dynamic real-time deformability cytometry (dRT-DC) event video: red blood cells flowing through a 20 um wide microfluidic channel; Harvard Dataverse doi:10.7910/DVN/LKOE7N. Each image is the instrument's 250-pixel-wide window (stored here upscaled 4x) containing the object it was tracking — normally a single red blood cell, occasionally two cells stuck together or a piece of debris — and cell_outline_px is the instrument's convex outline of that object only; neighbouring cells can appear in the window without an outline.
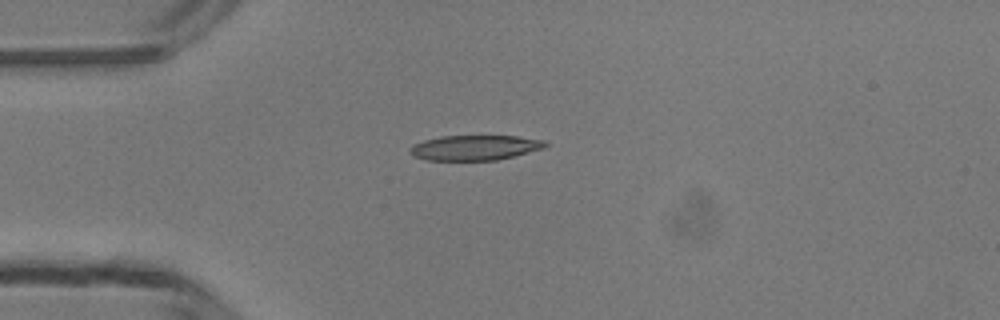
{"species": "common noctule bat (a hibernating species)", "species_latin": "Nyctalus noctula", "temperature_condition": "room temperature", "stored_images_in_passage": 37, "camera_frame_rate_fps": 3000, "um_per_image_px": 0.085, "animal": {"sex": "male", "body_mass_g": 13.3}, "frame": {"image": 1, "passage_image": 1, "time_ms": 0.0, "image_size_px": [1000, 320], "cell_outline_px": [[548, 144], [544, 148], [496, 160], [424, 160], [412, 156], [408, 152], [408, 148], [412, 144], [424, 140], [440, 136], [516, 136], [544, 140]], "centroid_in_image_um": [40.28, 12.55], "position_along_channel_um": 44.7, "area_um2": 19.83}}
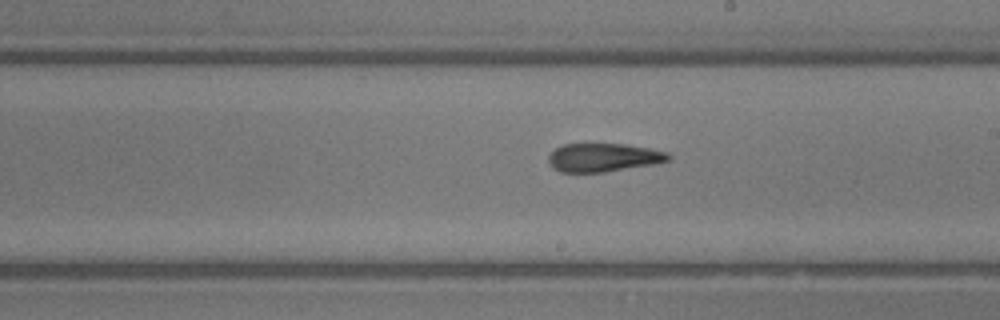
{"frame": {"image": 2, "passage_image": 16, "time_ms": 5.0, "image_size_px": [1000, 320], "cell_outline_px": [[672, 160], [652, 164], [604, 172], [560, 172], [552, 168], [548, 160], [548, 156], [556, 148], [564, 144], [624, 144], [648, 148], [668, 152], [672, 156]], "centroid_in_image_um": [51.3, 13.39], "position_along_channel_um": 237.7, "area_um2": 19.83}}
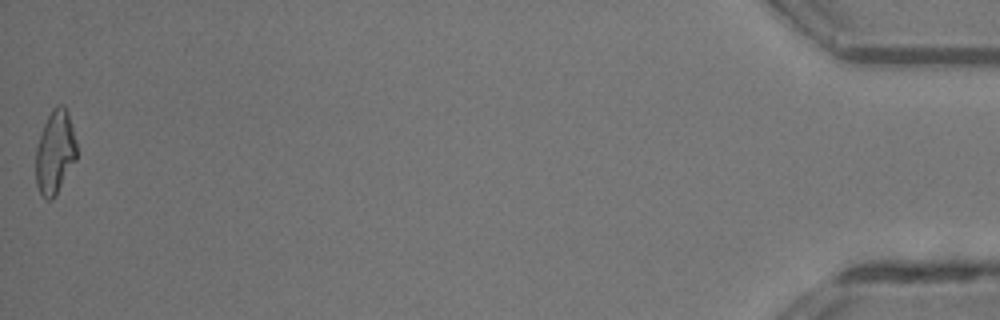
{"frame": {"image": 3, "passage_image": 37, "time_ms": 12.0, "image_size_px": [1000, 320], "cell_outline_px": [[76, 160], [56, 196], [52, 200], [48, 200], [40, 192], [36, 184], [36, 148], [44, 124], [52, 108], [56, 104], [64, 104], [68, 112], [76, 144]], "centroid_in_image_um": [4.68, 12.94], "position_along_channel_um": 430.5, "area_um2": 19.83}, "authors_computed_cell_mechanics": {"area_um2": 20.1144, "velocity_mm_per_s": 4.2245, "shape_relaxation_time_tau1_ms": 8.9962, "shape_relaxation_time_tau2_ms": 2.4698, "deformation_change_tau1": 0.2615, "deformation_change_tau2": 0.1184}}